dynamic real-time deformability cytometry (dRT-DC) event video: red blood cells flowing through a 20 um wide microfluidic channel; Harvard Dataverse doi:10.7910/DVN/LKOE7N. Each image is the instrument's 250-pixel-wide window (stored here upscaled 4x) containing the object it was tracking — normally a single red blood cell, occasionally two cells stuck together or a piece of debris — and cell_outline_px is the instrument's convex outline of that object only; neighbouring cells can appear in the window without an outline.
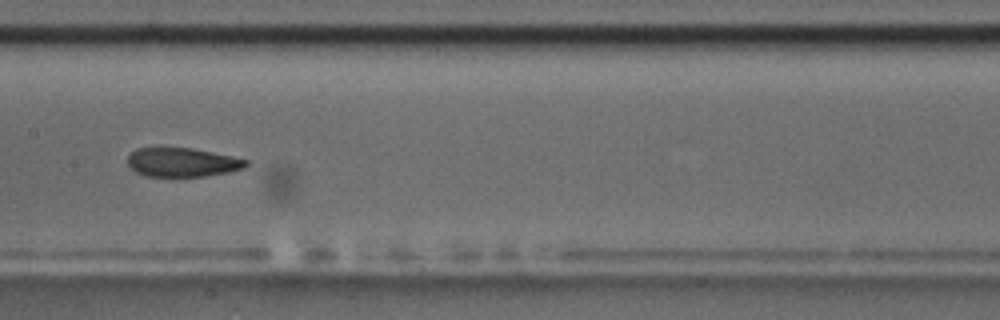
{"species": "common noctule bat (a hibernating species)", "species_latin": "Nyctalus noctula", "temperature_condition": "room temperature", "stored_images_in_passage": 9, "camera_frame_rate_fps": 3000, "um_per_image_px": 0.085, "animal": {"sex": "male", "body_mass_g": 17.5, "forearm_length_mm": 52.3}, "frame": {"image": 1, "passage_image": 7, "time_ms": 7.0, "image_size_px": [1000, 320], "cell_outline_px": [[248, 164], [244, 168], [228, 172], [204, 176], [144, 176], [136, 172], [128, 164], [128, 156], [136, 148], [192, 148], [232, 156], [248, 160]], "centroid_in_image_um": [15.5, 13.79], "position_along_channel_um": 191.9, "area_um2": 19.83}}
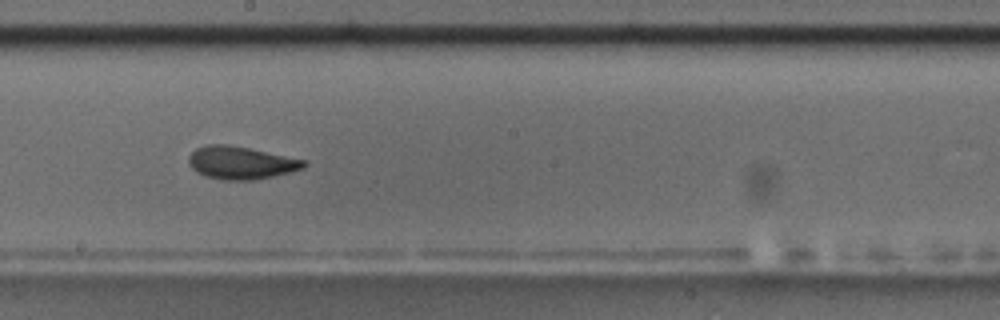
{"frame": {"image": 2, "passage_image": 8, "time_ms": 8.0, "image_size_px": [1000, 320], "cell_outline_px": [[308, 164], [304, 168], [292, 172], [252, 180], [224, 180], [204, 176], [196, 172], [188, 164], [188, 156], [196, 148], [208, 144], [224, 144], [248, 148], [308, 160]], "centroid_in_image_um": [20.49, 13.84], "position_along_channel_um": 227.7, "area_um2": 22.14}}